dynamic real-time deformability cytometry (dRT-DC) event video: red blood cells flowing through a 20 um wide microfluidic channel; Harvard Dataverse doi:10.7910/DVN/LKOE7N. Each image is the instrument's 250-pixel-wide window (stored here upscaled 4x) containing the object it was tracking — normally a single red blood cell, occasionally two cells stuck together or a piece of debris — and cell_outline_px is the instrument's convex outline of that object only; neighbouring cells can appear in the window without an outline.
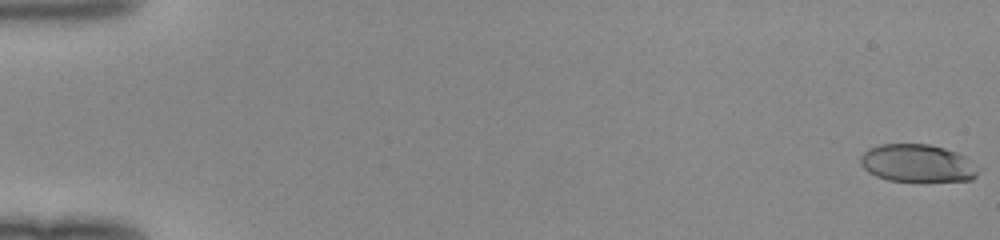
{"species": "human", "species_latin": "Homo sapiens", "temperature_condition": "room temperature", "stored_images_in_passage": 50, "camera_frame_rate_fps": 3000, "um_per_image_px": 0.085, "donor": {"sex": "female"}, "frame": {"image": 1, "passage_image": 1, "time_ms": 0.0, "image_size_px": [1000, 240], "cell_outline_px": [[980, 168], [976, 176], [972, 180], [924, 184], [888, 180], [876, 176], [868, 172], [860, 164], [860, 156], [868, 148], [880, 144], [928, 144], [944, 148], [956, 152], [964, 156]], "centroid_in_image_um": [78.0, 13.93], "position_along_channel_um": 7.0, "area_um2": 26.88}}
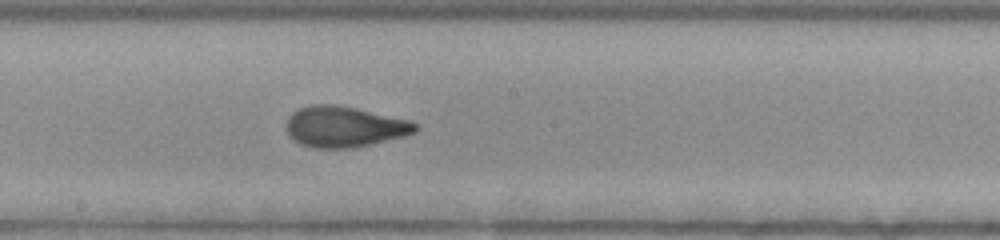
{"frame": {"image": 2, "passage_image": 29, "time_ms": 9.333, "image_size_px": [1000, 240], "cell_outline_px": [[420, 128], [416, 132], [404, 136], [368, 144], [348, 148], [316, 148], [300, 144], [288, 132], [288, 116], [292, 112], [300, 108], [312, 104], [332, 104], [356, 108], [408, 120], [420, 124]], "centroid_in_image_um": [29.3, 10.76], "position_along_channel_um": 218.9, "area_um2": 30.29}}
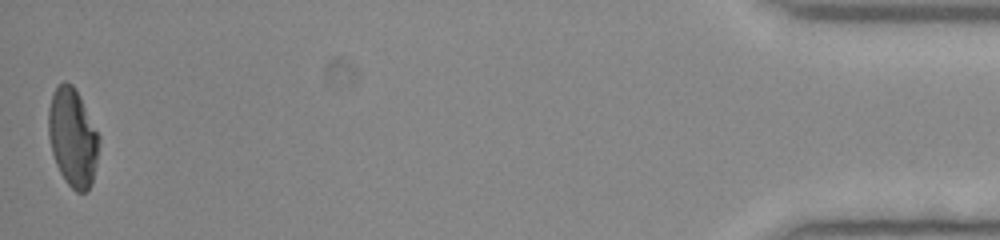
{"frame": {"image": 3, "passage_image": 50, "time_ms": 16.333, "image_size_px": [1000, 240], "cell_outline_px": [[100, 140], [96, 164], [92, 184], [84, 192], [76, 192], [64, 180], [56, 164], [52, 152], [48, 136], [48, 108], [52, 92], [64, 80], [72, 84], [80, 96], [100, 136]], "centroid_in_image_um": [6.17, 11.67], "position_along_channel_um": 429.0, "area_um2": 29.13}}